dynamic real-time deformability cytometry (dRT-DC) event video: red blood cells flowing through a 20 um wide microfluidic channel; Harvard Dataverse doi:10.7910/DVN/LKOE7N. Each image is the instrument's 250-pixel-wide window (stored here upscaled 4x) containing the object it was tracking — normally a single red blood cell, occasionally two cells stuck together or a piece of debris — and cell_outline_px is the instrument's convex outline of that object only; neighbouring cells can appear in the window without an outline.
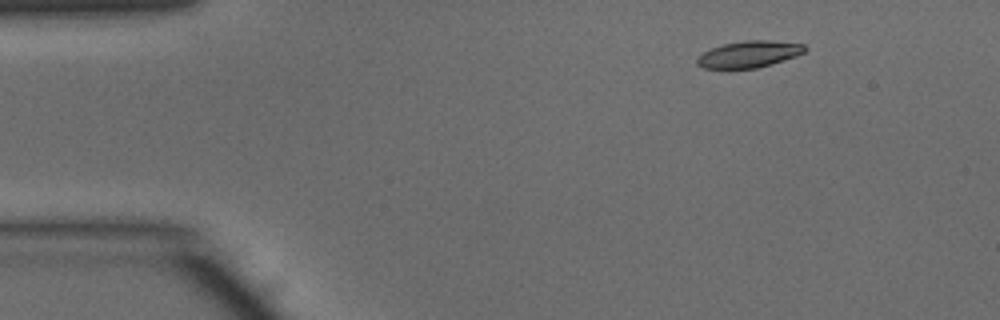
{"species": "common noctule bat (a hibernating species)", "species_latin": "Nyctalus noctula", "temperature_condition": "warm", "stored_images_in_passage": 43, "camera_frame_rate_fps": 3000, "um_per_image_px": 0.085, "animal": {"sex": "male", "body_mass_g": 15.6}, "frame": {"image": 1, "passage_image": 1, "time_ms": 0.0, "image_size_px": [1000, 320], "cell_outline_px": [[808, 48], [804, 52], [796, 56], [756, 68], [704, 68], [696, 64], [696, 60], [704, 52], [712, 48], [724, 44], [744, 40], [768, 40], [804, 44]], "centroid_in_image_um": [63.68, 4.6], "position_along_channel_um": 21.3, "area_um2": 16.47}}
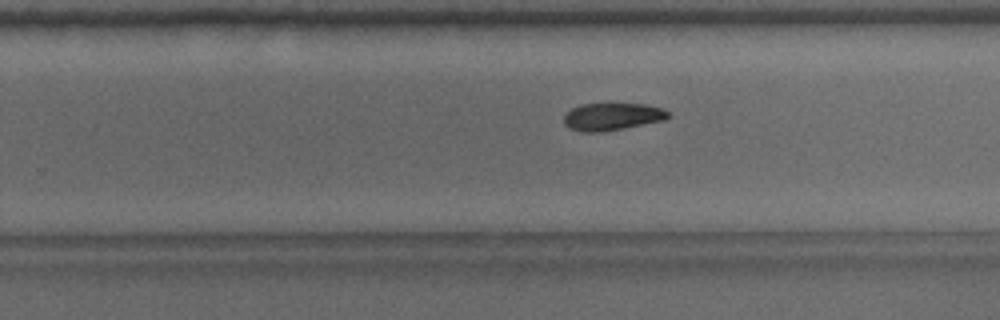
{"frame": {"image": 2, "passage_image": 25, "time_ms": 8.0, "image_size_px": [1000, 320], "cell_outline_px": [[668, 116], [664, 120], [600, 132], [580, 132], [568, 128], [564, 124], [564, 116], [572, 108], [580, 104], [608, 100], [644, 104], [660, 108], [668, 112]], "centroid_in_image_um": [51.96, 9.85], "position_along_channel_um": 277.8, "area_um2": 17.28}}
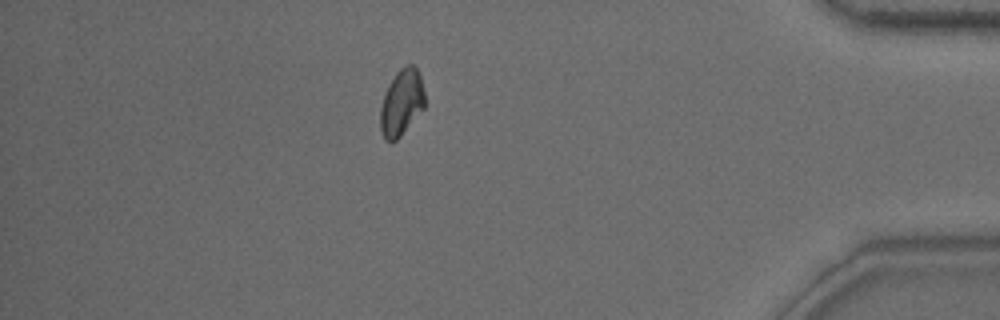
{"frame": {"image": 3, "passage_image": 37, "time_ms": 12.0, "image_size_px": [1000, 320], "cell_outline_px": [[424, 108], [400, 136], [392, 144], [384, 140], [380, 132], [380, 108], [388, 84], [396, 72], [404, 64], [412, 64], [416, 68], [420, 76], [424, 92]], "centroid_in_image_um": [34.11, 8.74], "position_along_channel_um": 401.1, "area_um2": 17.28}}